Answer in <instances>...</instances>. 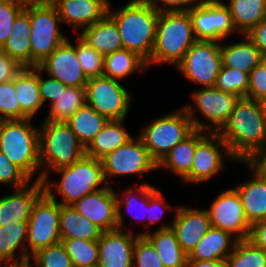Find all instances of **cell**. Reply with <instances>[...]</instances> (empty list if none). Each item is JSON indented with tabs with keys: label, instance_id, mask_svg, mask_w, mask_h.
I'll use <instances>...</instances> for the list:
<instances>
[{
	"label": "cell",
	"instance_id": "obj_1",
	"mask_svg": "<svg viewBox=\"0 0 266 267\" xmlns=\"http://www.w3.org/2000/svg\"><path fill=\"white\" fill-rule=\"evenodd\" d=\"M231 155L249 162L266 142V113L261 101L239 98L228 121L217 132Z\"/></svg>",
	"mask_w": 266,
	"mask_h": 267
},
{
	"label": "cell",
	"instance_id": "obj_2",
	"mask_svg": "<svg viewBox=\"0 0 266 267\" xmlns=\"http://www.w3.org/2000/svg\"><path fill=\"white\" fill-rule=\"evenodd\" d=\"M108 14L118 26L123 48L148 62L155 44L159 12L144 0H131L115 11L110 4Z\"/></svg>",
	"mask_w": 266,
	"mask_h": 267
},
{
	"label": "cell",
	"instance_id": "obj_3",
	"mask_svg": "<svg viewBox=\"0 0 266 267\" xmlns=\"http://www.w3.org/2000/svg\"><path fill=\"white\" fill-rule=\"evenodd\" d=\"M197 41L188 11L161 12L158 16L156 39L147 62L150 65L176 66L189 48Z\"/></svg>",
	"mask_w": 266,
	"mask_h": 267
},
{
	"label": "cell",
	"instance_id": "obj_4",
	"mask_svg": "<svg viewBox=\"0 0 266 267\" xmlns=\"http://www.w3.org/2000/svg\"><path fill=\"white\" fill-rule=\"evenodd\" d=\"M33 118L0 121V151L30 179L40 170L39 128L31 125Z\"/></svg>",
	"mask_w": 266,
	"mask_h": 267
},
{
	"label": "cell",
	"instance_id": "obj_5",
	"mask_svg": "<svg viewBox=\"0 0 266 267\" xmlns=\"http://www.w3.org/2000/svg\"><path fill=\"white\" fill-rule=\"evenodd\" d=\"M85 155V147L66 122H42L39 126L41 180L53 171L72 165Z\"/></svg>",
	"mask_w": 266,
	"mask_h": 267
},
{
	"label": "cell",
	"instance_id": "obj_6",
	"mask_svg": "<svg viewBox=\"0 0 266 267\" xmlns=\"http://www.w3.org/2000/svg\"><path fill=\"white\" fill-rule=\"evenodd\" d=\"M55 172L61 174V180L50 183L48 178L43 180L44 190H57L62 198L60 205H72L87 194L107 187L103 164L100 159L83 155L70 166L62 167ZM104 182V183H103ZM103 187H98L100 184Z\"/></svg>",
	"mask_w": 266,
	"mask_h": 267
},
{
	"label": "cell",
	"instance_id": "obj_7",
	"mask_svg": "<svg viewBox=\"0 0 266 267\" xmlns=\"http://www.w3.org/2000/svg\"><path fill=\"white\" fill-rule=\"evenodd\" d=\"M31 23V67L39 66L67 37L59 29L60 16L50 0H36L24 9Z\"/></svg>",
	"mask_w": 266,
	"mask_h": 267
},
{
	"label": "cell",
	"instance_id": "obj_8",
	"mask_svg": "<svg viewBox=\"0 0 266 267\" xmlns=\"http://www.w3.org/2000/svg\"><path fill=\"white\" fill-rule=\"evenodd\" d=\"M191 119L182 107L179 111L152 120L142 129L139 137L157 164L195 130Z\"/></svg>",
	"mask_w": 266,
	"mask_h": 267
},
{
	"label": "cell",
	"instance_id": "obj_9",
	"mask_svg": "<svg viewBox=\"0 0 266 267\" xmlns=\"http://www.w3.org/2000/svg\"><path fill=\"white\" fill-rule=\"evenodd\" d=\"M52 192L45 191L33 205L28 220L27 266L38 250L61 242L60 204Z\"/></svg>",
	"mask_w": 266,
	"mask_h": 267
},
{
	"label": "cell",
	"instance_id": "obj_10",
	"mask_svg": "<svg viewBox=\"0 0 266 267\" xmlns=\"http://www.w3.org/2000/svg\"><path fill=\"white\" fill-rule=\"evenodd\" d=\"M238 100V96L223 92L215 86L205 87L194 91L192 93V101L195 102V107L210 125L206 122L203 123V120L201 121L196 118V108H193L194 105L187 104L184 108L192 118L191 120L195 129L218 132L228 121Z\"/></svg>",
	"mask_w": 266,
	"mask_h": 267
},
{
	"label": "cell",
	"instance_id": "obj_11",
	"mask_svg": "<svg viewBox=\"0 0 266 267\" xmlns=\"http://www.w3.org/2000/svg\"><path fill=\"white\" fill-rule=\"evenodd\" d=\"M221 43L197 40L175 67L187 80L202 88L215 86L222 66Z\"/></svg>",
	"mask_w": 266,
	"mask_h": 267
},
{
	"label": "cell",
	"instance_id": "obj_12",
	"mask_svg": "<svg viewBox=\"0 0 266 267\" xmlns=\"http://www.w3.org/2000/svg\"><path fill=\"white\" fill-rule=\"evenodd\" d=\"M85 89L86 104L97 113L109 120H125L132 98L120 81L104 76L93 77L88 79Z\"/></svg>",
	"mask_w": 266,
	"mask_h": 267
},
{
	"label": "cell",
	"instance_id": "obj_13",
	"mask_svg": "<svg viewBox=\"0 0 266 267\" xmlns=\"http://www.w3.org/2000/svg\"><path fill=\"white\" fill-rule=\"evenodd\" d=\"M197 40H225L236 33L228 6L220 0H201L188 11Z\"/></svg>",
	"mask_w": 266,
	"mask_h": 267
},
{
	"label": "cell",
	"instance_id": "obj_14",
	"mask_svg": "<svg viewBox=\"0 0 266 267\" xmlns=\"http://www.w3.org/2000/svg\"><path fill=\"white\" fill-rule=\"evenodd\" d=\"M107 184L110 179L124 175H139L157 170L158 164L150 156L142 139L131 138L101 159Z\"/></svg>",
	"mask_w": 266,
	"mask_h": 267
},
{
	"label": "cell",
	"instance_id": "obj_15",
	"mask_svg": "<svg viewBox=\"0 0 266 267\" xmlns=\"http://www.w3.org/2000/svg\"><path fill=\"white\" fill-rule=\"evenodd\" d=\"M225 158L236 161L222 137L217 132H207L197 143L191 171L182 182L199 184L217 176L224 169Z\"/></svg>",
	"mask_w": 266,
	"mask_h": 267
},
{
	"label": "cell",
	"instance_id": "obj_16",
	"mask_svg": "<svg viewBox=\"0 0 266 267\" xmlns=\"http://www.w3.org/2000/svg\"><path fill=\"white\" fill-rule=\"evenodd\" d=\"M213 227L230 232L238 240L249 238L251 224L247 220L241 197L235 188L221 192L205 209Z\"/></svg>",
	"mask_w": 266,
	"mask_h": 267
},
{
	"label": "cell",
	"instance_id": "obj_17",
	"mask_svg": "<svg viewBox=\"0 0 266 267\" xmlns=\"http://www.w3.org/2000/svg\"><path fill=\"white\" fill-rule=\"evenodd\" d=\"M72 207L104 232L118 229L117 193L109 185L85 195L72 204Z\"/></svg>",
	"mask_w": 266,
	"mask_h": 267
},
{
	"label": "cell",
	"instance_id": "obj_18",
	"mask_svg": "<svg viewBox=\"0 0 266 267\" xmlns=\"http://www.w3.org/2000/svg\"><path fill=\"white\" fill-rule=\"evenodd\" d=\"M38 67L67 87H85L88 81L77 58L75 46L68 38Z\"/></svg>",
	"mask_w": 266,
	"mask_h": 267
},
{
	"label": "cell",
	"instance_id": "obj_19",
	"mask_svg": "<svg viewBox=\"0 0 266 267\" xmlns=\"http://www.w3.org/2000/svg\"><path fill=\"white\" fill-rule=\"evenodd\" d=\"M171 229L175 232L179 245L189 255L198 242L212 227L205 209L176 207Z\"/></svg>",
	"mask_w": 266,
	"mask_h": 267
},
{
	"label": "cell",
	"instance_id": "obj_20",
	"mask_svg": "<svg viewBox=\"0 0 266 267\" xmlns=\"http://www.w3.org/2000/svg\"><path fill=\"white\" fill-rule=\"evenodd\" d=\"M45 192L42 180L15 189L14 193L0 197V226L28 222L34 203Z\"/></svg>",
	"mask_w": 266,
	"mask_h": 267
},
{
	"label": "cell",
	"instance_id": "obj_21",
	"mask_svg": "<svg viewBox=\"0 0 266 267\" xmlns=\"http://www.w3.org/2000/svg\"><path fill=\"white\" fill-rule=\"evenodd\" d=\"M123 229L103 232L98 239V267H133V248L138 234Z\"/></svg>",
	"mask_w": 266,
	"mask_h": 267
},
{
	"label": "cell",
	"instance_id": "obj_22",
	"mask_svg": "<svg viewBox=\"0 0 266 267\" xmlns=\"http://www.w3.org/2000/svg\"><path fill=\"white\" fill-rule=\"evenodd\" d=\"M56 7L61 23L82 30L100 21L107 13L108 0H50Z\"/></svg>",
	"mask_w": 266,
	"mask_h": 267
},
{
	"label": "cell",
	"instance_id": "obj_23",
	"mask_svg": "<svg viewBox=\"0 0 266 267\" xmlns=\"http://www.w3.org/2000/svg\"><path fill=\"white\" fill-rule=\"evenodd\" d=\"M249 167L252 179L242 182L234 187L239 193L244 213L252 225L266 219V174L257 170L249 162H241Z\"/></svg>",
	"mask_w": 266,
	"mask_h": 267
},
{
	"label": "cell",
	"instance_id": "obj_24",
	"mask_svg": "<svg viewBox=\"0 0 266 267\" xmlns=\"http://www.w3.org/2000/svg\"><path fill=\"white\" fill-rule=\"evenodd\" d=\"M237 242L238 239L230 232L212 226L188 255L187 260L224 262Z\"/></svg>",
	"mask_w": 266,
	"mask_h": 267
},
{
	"label": "cell",
	"instance_id": "obj_25",
	"mask_svg": "<svg viewBox=\"0 0 266 267\" xmlns=\"http://www.w3.org/2000/svg\"><path fill=\"white\" fill-rule=\"evenodd\" d=\"M79 36L103 56L123 49L118 26L108 13L100 21L81 30Z\"/></svg>",
	"mask_w": 266,
	"mask_h": 267
},
{
	"label": "cell",
	"instance_id": "obj_26",
	"mask_svg": "<svg viewBox=\"0 0 266 267\" xmlns=\"http://www.w3.org/2000/svg\"><path fill=\"white\" fill-rule=\"evenodd\" d=\"M27 232L28 222L0 226V265L27 267ZM18 248L21 253L19 259H15Z\"/></svg>",
	"mask_w": 266,
	"mask_h": 267
},
{
	"label": "cell",
	"instance_id": "obj_27",
	"mask_svg": "<svg viewBox=\"0 0 266 267\" xmlns=\"http://www.w3.org/2000/svg\"><path fill=\"white\" fill-rule=\"evenodd\" d=\"M172 224L162 225L154 233L147 229L139 236H145L155 247L164 267H186L188 255L183 251L177 240Z\"/></svg>",
	"mask_w": 266,
	"mask_h": 267
},
{
	"label": "cell",
	"instance_id": "obj_28",
	"mask_svg": "<svg viewBox=\"0 0 266 267\" xmlns=\"http://www.w3.org/2000/svg\"><path fill=\"white\" fill-rule=\"evenodd\" d=\"M206 132L208 131L195 129L169 151L158 163V169L165 167L170 173L179 176L182 181L191 171L196 145L207 134Z\"/></svg>",
	"mask_w": 266,
	"mask_h": 267
},
{
	"label": "cell",
	"instance_id": "obj_29",
	"mask_svg": "<svg viewBox=\"0 0 266 267\" xmlns=\"http://www.w3.org/2000/svg\"><path fill=\"white\" fill-rule=\"evenodd\" d=\"M31 23L29 14L23 10L15 19L11 34L0 48L22 67H31Z\"/></svg>",
	"mask_w": 266,
	"mask_h": 267
},
{
	"label": "cell",
	"instance_id": "obj_30",
	"mask_svg": "<svg viewBox=\"0 0 266 267\" xmlns=\"http://www.w3.org/2000/svg\"><path fill=\"white\" fill-rule=\"evenodd\" d=\"M123 124L124 119L109 120L85 147V155L101 160L108 153L126 144L132 136L126 131Z\"/></svg>",
	"mask_w": 266,
	"mask_h": 267
},
{
	"label": "cell",
	"instance_id": "obj_31",
	"mask_svg": "<svg viewBox=\"0 0 266 267\" xmlns=\"http://www.w3.org/2000/svg\"><path fill=\"white\" fill-rule=\"evenodd\" d=\"M14 89L21 109L33 118L43 106L38 84V66L23 67L13 79Z\"/></svg>",
	"mask_w": 266,
	"mask_h": 267
},
{
	"label": "cell",
	"instance_id": "obj_32",
	"mask_svg": "<svg viewBox=\"0 0 266 267\" xmlns=\"http://www.w3.org/2000/svg\"><path fill=\"white\" fill-rule=\"evenodd\" d=\"M242 37L241 42L221 44L222 66L250 73L260 64L262 53L245 34Z\"/></svg>",
	"mask_w": 266,
	"mask_h": 267
},
{
	"label": "cell",
	"instance_id": "obj_33",
	"mask_svg": "<svg viewBox=\"0 0 266 267\" xmlns=\"http://www.w3.org/2000/svg\"><path fill=\"white\" fill-rule=\"evenodd\" d=\"M59 227L61 239L98 240L104 232L77 212L72 205H60Z\"/></svg>",
	"mask_w": 266,
	"mask_h": 267
},
{
	"label": "cell",
	"instance_id": "obj_34",
	"mask_svg": "<svg viewBox=\"0 0 266 267\" xmlns=\"http://www.w3.org/2000/svg\"><path fill=\"white\" fill-rule=\"evenodd\" d=\"M234 27L239 35H246L266 17V0H229Z\"/></svg>",
	"mask_w": 266,
	"mask_h": 267
},
{
	"label": "cell",
	"instance_id": "obj_35",
	"mask_svg": "<svg viewBox=\"0 0 266 267\" xmlns=\"http://www.w3.org/2000/svg\"><path fill=\"white\" fill-rule=\"evenodd\" d=\"M147 69V62L143 58L124 48L104 56L103 76L113 80L121 81L124 77Z\"/></svg>",
	"mask_w": 266,
	"mask_h": 267
},
{
	"label": "cell",
	"instance_id": "obj_36",
	"mask_svg": "<svg viewBox=\"0 0 266 267\" xmlns=\"http://www.w3.org/2000/svg\"><path fill=\"white\" fill-rule=\"evenodd\" d=\"M108 121L107 117L97 113L91 106L85 104L66 123L76 134L78 140L86 147Z\"/></svg>",
	"mask_w": 266,
	"mask_h": 267
},
{
	"label": "cell",
	"instance_id": "obj_37",
	"mask_svg": "<svg viewBox=\"0 0 266 267\" xmlns=\"http://www.w3.org/2000/svg\"><path fill=\"white\" fill-rule=\"evenodd\" d=\"M85 104V87H66L61 90L58 100L50 105L48 116L43 122H66Z\"/></svg>",
	"mask_w": 266,
	"mask_h": 267
},
{
	"label": "cell",
	"instance_id": "obj_38",
	"mask_svg": "<svg viewBox=\"0 0 266 267\" xmlns=\"http://www.w3.org/2000/svg\"><path fill=\"white\" fill-rule=\"evenodd\" d=\"M74 267H98V240L61 239Z\"/></svg>",
	"mask_w": 266,
	"mask_h": 267
},
{
	"label": "cell",
	"instance_id": "obj_39",
	"mask_svg": "<svg viewBox=\"0 0 266 267\" xmlns=\"http://www.w3.org/2000/svg\"><path fill=\"white\" fill-rule=\"evenodd\" d=\"M224 262L226 267H266V251L248 239L238 240Z\"/></svg>",
	"mask_w": 266,
	"mask_h": 267
},
{
	"label": "cell",
	"instance_id": "obj_40",
	"mask_svg": "<svg viewBox=\"0 0 266 267\" xmlns=\"http://www.w3.org/2000/svg\"><path fill=\"white\" fill-rule=\"evenodd\" d=\"M149 185L148 183H143L139 186L137 184L134 188H128L123 192V197H119L117 193V224L118 229L121 230L123 228L124 219H123V213L121 211L122 206H125L127 212L133 213V209H135V214H133V217L137 218L136 210L142 207L144 210L143 213L145 216H147L148 213V203H149ZM138 208V209H137ZM132 212H131V211ZM142 212V211H141ZM140 220L142 217H138ZM146 219V217L142 218ZM138 220V219H137Z\"/></svg>",
	"mask_w": 266,
	"mask_h": 267
},
{
	"label": "cell",
	"instance_id": "obj_41",
	"mask_svg": "<svg viewBox=\"0 0 266 267\" xmlns=\"http://www.w3.org/2000/svg\"><path fill=\"white\" fill-rule=\"evenodd\" d=\"M249 73L221 66L215 87L239 98H248Z\"/></svg>",
	"mask_w": 266,
	"mask_h": 267
},
{
	"label": "cell",
	"instance_id": "obj_42",
	"mask_svg": "<svg viewBox=\"0 0 266 267\" xmlns=\"http://www.w3.org/2000/svg\"><path fill=\"white\" fill-rule=\"evenodd\" d=\"M75 43V51L83 73L89 78L103 76L104 56L93 49L79 35Z\"/></svg>",
	"mask_w": 266,
	"mask_h": 267
},
{
	"label": "cell",
	"instance_id": "obj_43",
	"mask_svg": "<svg viewBox=\"0 0 266 267\" xmlns=\"http://www.w3.org/2000/svg\"><path fill=\"white\" fill-rule=\"evenodd\" d=\"M13 80L0 84V121L30 118L20 107Z\"/></svg>",
	"mask_w": 266,
	"mask_h": 267
},
{
	"label": "cell",
	"instance_id": "obj_44",
	"mask_svg": "<svg viewBox=\"0 0 266 267\" xmlns=\"http://www.w3.org/2000/svg\"><path fill=\"white\" fill-rule=\"evenodd\" d=\"M31 258L36 267H74L62 242L38 250Z\"/></svg>",
	"mask_w": 266,
	"mask_h": 267
},
{
	"label": "cell",
	"instance_id": "obj_45",
	"mask_svg": "<svg viewBox=\"0 0 266 267\" xmlns=\"http://www.w3.org/2000/svg\"><path fill=\"white\" fill-rule=\"evenodd\" d=\"M133 267H164L153 244L138 236L133 248Z\"/></svg>",
	"mask_w": 266,
	"mask_h": 267
},
{
	"label": "cell",
	"instance_id": "obj_46",
	"mask_svg": "<svg viewBox=\"0 0 266 267\" xmlns=\"http://www.w3.org/2000/svg\"><path fill=\"white\" fill-rule=\"evenodd\" d=\"M31 183V179L0 151V184L12 185L15 189Z\"/></svg>",
	"mask_w": 266,
	"mask_h": 267
},
{
	"label": "cell",
	"instance_id": "obj_47",
	"mask_svg": "<svg viewBox=\"0 0 266 267\" xmlns=\"http://www.w3.org/2000/svg\"><path fill=\"white\" fill-rule=\"evenodd\" d=\"M167 208L170 210L173 209L172 206L167 204L166 198L162 195V192L150 184L145 228H150L153 223L160 222V218Z\"/></svg>",
	"mask_w": 266,
	"mask_h": 267
},
{
	"label": "cell",
	"instance_id": "obj_48",
	"mask_svg": "<svg viewBox=\"0 0 266 267\" xmlns=\"http://www.w3.org/2000/svg\"><path fill=\"white\" fill-rule=\"evenodd\" d=\"M24 9L16 5L0 2V48L11 34L16 17Z\"/></svg>",
	"mask_w": 266,
	"mask_h": 267
},
{
	"label": "cell",
	"instance_id": "obj_49",
	"mask_svg": "<svg viewBox=\"0 0 266 267\" xmlns=\"http://www.w3.org/2000/svg\"><path fill=\"white\" fill-rule=\"evenodd\" d=\"M248 98L261 102L266 99V70L260 64L249 73Z\"/></svg>",
	"mask_w": 266,
	"mask_h": 267
},
{
	"label": "cell",
	"instance_id": "obj_50",
	"mask_svg": "<svg viewBox=\"0 0 266 267\" xmlns=\"http://www.w3.org/2000/svg\"><path fill=\"white\" fill-rule=\"evenodd\" d=\"M43 71L38 67V84L40 95L43 101V104L48 100L50 105L58 100V96L61 93V90L66 89V85L55 78L44 79L42 75Z\"/></svg>",
	"mask_w": 266,
	"mask_h": 267
},
{
	"label": "cell",
	"instance_id": "obj_51",
	"mask_svg": "<svg viewBox=\"0 0 266 267\" xmlns=\"http://www.w3.org/2000/svg\"><path fill=\"white\" fill-rule=\"evenodd\" d=\"M144 1L150 6H152L156 11L161 13V12L189 11L193 6L198 4L201 0H144Z\"/></svg>",
	"mask_w": 266,
	"mask_h": 267
},
{
	"label": "cell",
	"instance_id": "obj_52",
	"mask_svg": "<svg viewBox=\"0 0 266 267\" xmlns=\"http://www.w3.org/2000/svg\"><path fill=\"white\" fill-rule=\"evenodd\" d=\"M23 67L0 49V84L13 80Z\"/></svg>",
	"mask_w": 266,
	"mask_h": 267
},
{
	"label": "cell",
	"instance_id": "obj_53",
	"mask_svg": "<svg viewBox=\"0 0 266 267\" xmlns=\"http://www.w3.org/2000/svg\"><path fill=\"white\" fill-rule=\"evenodd\" d=\"M246 36L261 51L266 53V17L253 27Z\"/></svg>",
	"mask_w": 266,
	"mask_h": 267
},
{
	"label": "cell",
	"instance_id": "obj_54",
	"mask_svg": "<svg viewBox=\"0 0 266 267\" xmlns=\"http://www.w3.org/2000/svg\"><path fill=\"white\" fill-rule=\"evenodd\" d=\"M248 240L258 248L266 251V219L257 221L251 225Z\"/></svg>",
	"mask_w": 266,
	"mask_h": 267
},
{
	"label": "cell",
	"instance_id": "obj_55",
	"mask_svg": "<svg viewBox=\"0 0 266 267\" xmlns=\"http://www.w3.org/2000/svg\"><path fill=\"white\" fill-rule=\"evenodd\" d=\"M257 170L266 174V142L262 148L249 161Z\"/></svg>",
	"mask_w": 266,
	"mask_h": 267
},
{
	"label": "cell",
	"instance_id": "obj_56",
	"mask_svg": "<svg viewBox=\"0 0 266 267\" xmlns=\"http://www.w3.org/2000/svg\"><path fill=\"white\" fill-rule=\"evenodd\" d=\"M186 267H226V265L222 261L187 260Z\"/></svg>",
	"mask_w": 266,
	"mask_h": 267
},
{
	"label": "cell",
	"instance_id": "obj_57",
	"mask_svg": "<svg viewBox=\"0 0 266 267\" xmlns=\"http://www.w3.org/2000/svg\"><path fill=\"white\" fill-rule=\"evenodd\" d=\"M36 0H0V2L10 3L25 9L28 5L34 3Z\"/></svg>",
	"mask_w": 266,
	"mask_h": 267
},
{
	"label": "cell",
	"instance_id": "obj_58",
	"mask_svg": "<svg viewBox=\"0 0 266 267\" xmlns=\"http://www.w3.org/2000/svg\"><path fill=\"white\" fill-rule=\"evenodd\" d=\"M260 65L266 70V53L261 54Z\"/></svg>",
	"mask_w": 266,
	"mask_h": 267
},
{
	"label": "cell",
	"instance_id": "obj_59",
	"mask_svg": "<svg viewBox=\"0 0 266 267\" xmlns=\"http://www.w3.org/2000/svg\"><path fill=\"white\" fill-rule=\"evenodd\" d=\"M266 113V99L262 102Z\"/></svg>",
	"mask_w": 266,
	"mask_h": 267
},
{
	"label": "cell",
	"instance_id": "obj_60",
	"mask_svg": "<svg viewBox=\"0 0 266 267\" xmlns=\"http://www.w3.org/2000/svg\"><path fill=\"white\" fill-rule=\"evenodd\" d=\"M0 267H2V265H0ZM3 267H14V266H11V265H8V264H7V265H5V266L3 265Z\"/></svg>",
	"mask_w": 266,
	"mask_h": 267
}]
</instances>
